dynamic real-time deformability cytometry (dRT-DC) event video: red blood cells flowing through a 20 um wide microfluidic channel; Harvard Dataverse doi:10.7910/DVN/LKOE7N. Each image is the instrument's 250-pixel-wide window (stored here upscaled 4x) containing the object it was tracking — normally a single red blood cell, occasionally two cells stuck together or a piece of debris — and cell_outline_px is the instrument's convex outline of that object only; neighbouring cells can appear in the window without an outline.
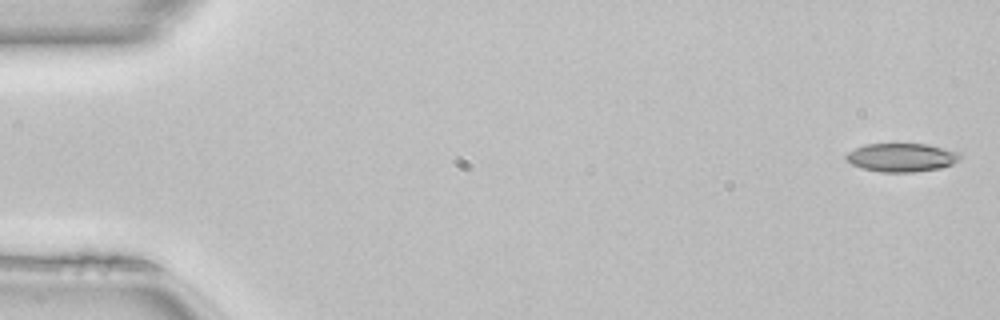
{"species": "common noctule bat (a hibernating species)", "species_latin": "Nyctalus noctula", "temperature_condition": "room temperature", "stored_images_in_passage": 50, "camera_frame_rate_fps": 3000, "um_per_image_px": 0.085, "animal": {"sex": "female", "body_mass_g": 22.7, "forearm_length_mm": 54.2}, "frame": {"image": 1, "passage_image": 1, "time_ms": 0.0, "image_size_px": [1000, 320], "cell_outline_px": [[960, 160], [952, 164], [940, 168], [912, 172], [884, 172], [864, 168], [852, 164], [844, 160], [844, 156], [848, 152], [856, 148], [868, 144], [924, 144], [960, 152]], "centroid_in_image_um": [76.63, 13.38], "position_along_channel_um": 8.4, "area_um2": 18.73}}
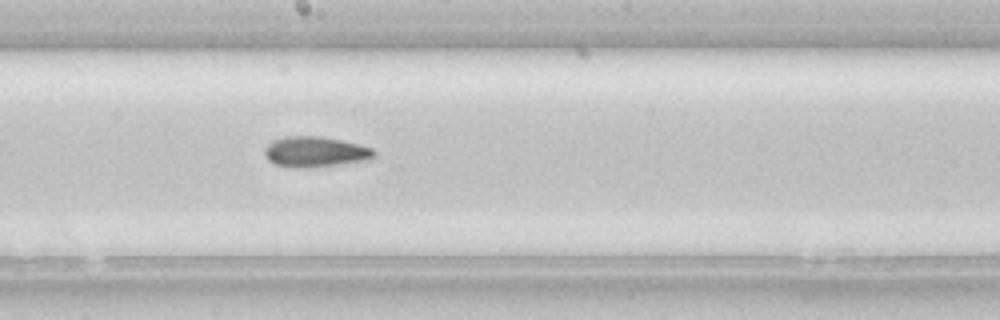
{"frame": {"image": 2, "passage_image": 27, "time_ms": 8.667, "image_size_px": [1000, 320], "cell_outline_px": [[376, 156], [372, 160], [304, 168], [276, 164], [268, 160], [264, 152], [264, 148], [272, 140], [284, 136], [320, 136], [340, 140], [372, 148], [376, 152]], "centroid_in_image_um": [26.81, 12.89], "position_along_channel_um": 221.4, "area_um2": 19.36}}
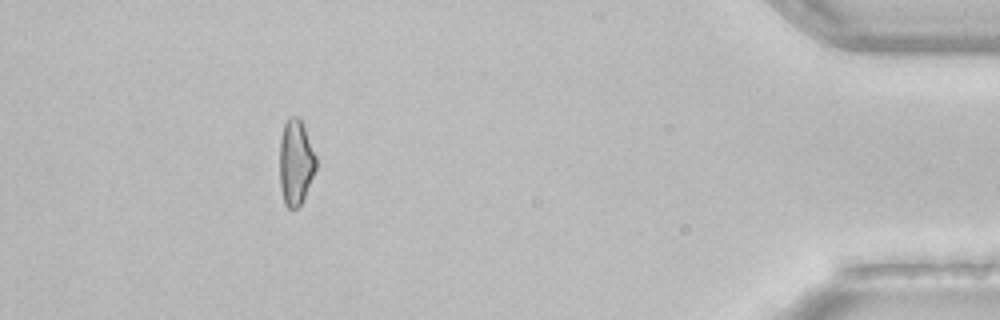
{"frame": {"image": 3, "passage_image": 45, "time_ms": 14.667, "image_size_px": [1000, 320], "cell_outline_px": [[316, 168], [304, 200], [296, 208], [288, 208], [284, 204], [280, 188], [280, 140], [284, 124], [288, 116], [296, 116], [300, 120], [304, 128], [316, 156]], "centroid_in_image_um": [25.13, 13.83], "position_along_channel_um": 410.1, "area_um2": 18.09}, "authors_computed_cell_mechanics": {"area_um2": 18.9006, "velocity_mm_per_s": 4.1292, "shape_relaxation_time_tau1_ms": null, "shape_relaxation_time_tau2_ms": 4.6844, "deformation_change_tau1": null, "deformation_change_tau2": 0.1172}}